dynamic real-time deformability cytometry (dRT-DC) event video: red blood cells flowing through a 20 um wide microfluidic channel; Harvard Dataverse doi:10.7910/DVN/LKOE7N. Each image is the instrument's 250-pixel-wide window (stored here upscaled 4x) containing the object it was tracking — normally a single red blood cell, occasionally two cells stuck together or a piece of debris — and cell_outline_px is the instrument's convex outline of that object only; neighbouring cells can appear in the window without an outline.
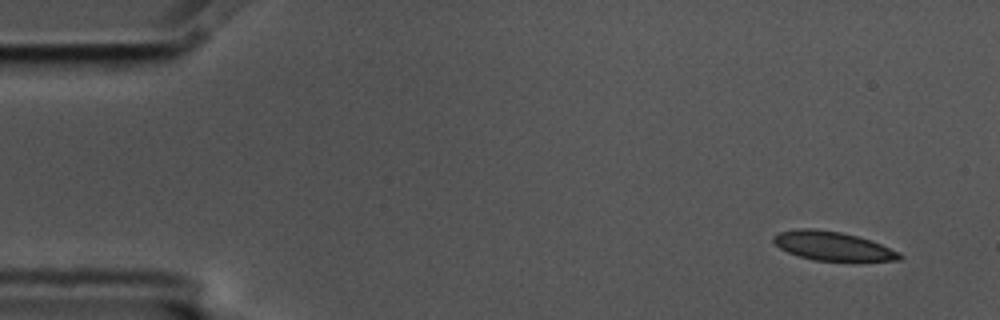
{"species": "common noctule bat (a hibernating species)", "species_latin": "Nyctalus noctula", "temperature_condition": "cold", "stored_images_in_passage": 6, "segment_of_instrument_passage": [2, 2], "camera_frame_rate_fps": 3000, "um_per_image_px": 0.085, "animal": {"sex": "male", "body_mass_g": 17.5, "forearm_length_mm": 52.3}, "frame": {"image": 1, "passage_image": 6, "time_ms": 1.667, "image_size_px": [1000, 320], "cell_outline_px": [[904, 256], [900, 260], [812, 260], [788, 252], [780, 248], [772, 240], [772, 236], [780, 232], [800, 228], [812, 228], [840, 232], [856, 236], [880, 244], [900, 252]], "centroid_in_image_um": [70.74, 20.9], "position_along_channel_um": 14.3, "area_um2": 20.81}}